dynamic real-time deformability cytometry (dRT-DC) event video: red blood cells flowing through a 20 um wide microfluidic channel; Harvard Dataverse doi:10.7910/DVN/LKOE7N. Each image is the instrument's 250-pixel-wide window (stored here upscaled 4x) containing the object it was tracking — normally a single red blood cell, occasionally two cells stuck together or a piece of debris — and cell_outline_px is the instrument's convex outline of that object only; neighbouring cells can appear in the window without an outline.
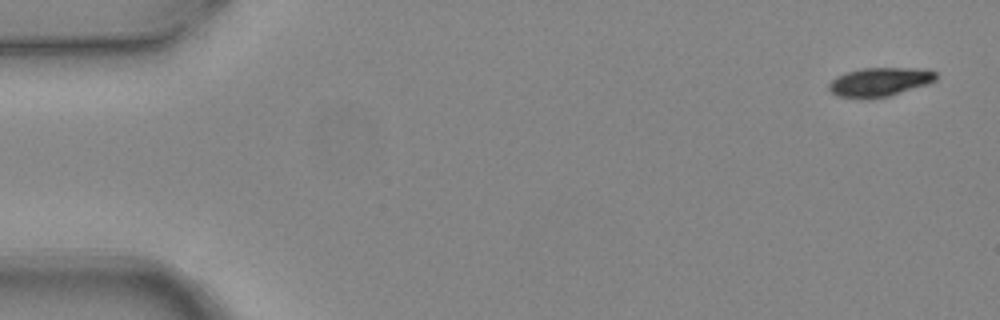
{"species": "common noctule bat (a hibernating species)", "species_latin": "Nyctalus noctula", "temperature_condition": "warm", "stored_images_in_passage": 5, "camera_frame_rate_fps": 3000, "um_per_image_px": 0.085, "animal": {"sex": "female", "body_mass_g": 24.6, "forearm_length_mm": 56.2}, "frame": {"image": 1, "passage_image": 1, "time_ms": 0.0, "image_size_px": [1000, 320], "cell_outline_px": [[936, 80], [888, 96], [840, 96], [832, 92], [828, 88], [828, 84], [836, 76], [860, 68], [916, 68], [936, 72]], "centroid_in_image_um": [74.76, 6.92], "position_along_channel_um": 10.2, "area_um2": 17.11}}
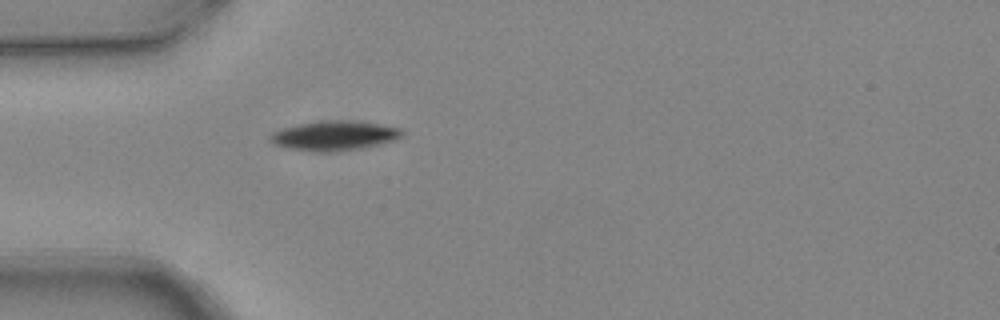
{"frame": {"image": 2, "passage_image": 5, "time_ms": 1.333, "image_size_px": [1000, 320], "cell_outline_px": [[404, 136], [396, 140], [360, 148], [324, 152], [320, 152], [288, 148], [272, 144], [268, 136], [272, 132], [280, 128], [300, 124], [328, 120], [340, 120], [376, 124], [400, 128], [404, 132]], "centroid_in_image_um": [28.38, 11.53], "position_along_channel_um": 56.6, "area_um2": 22.43}}